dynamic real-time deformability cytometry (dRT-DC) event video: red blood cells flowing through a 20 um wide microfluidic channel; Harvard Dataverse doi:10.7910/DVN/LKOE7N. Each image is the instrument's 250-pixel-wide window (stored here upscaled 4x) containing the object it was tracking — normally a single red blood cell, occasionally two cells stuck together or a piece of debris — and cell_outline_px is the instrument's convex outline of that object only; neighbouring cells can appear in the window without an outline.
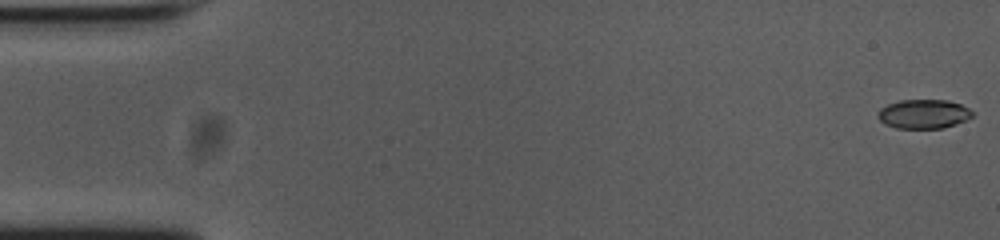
{"species": "common noctule bat (a hibernating species)", "species_latin": "Nyctalus noctula", "temperature_condition": "cold", "stored_images_in_passage": 54, "camera_frame_rate_fps": 3000, "um_per_image_px": 0.085, "animal": {"sex": "female", "body_mass_g": 23.0, "forearm_length_mm": 53.4}, "frame": {"image": 1, "passage_image": 1, "time_ms": 0.0, "image_size_px": [1000, 240], "cell_outline_px": [[976, 112], [972, 116], [956, 124], [944, 128], [896, 128], [884, 124], [876, 116], [880, 108], [888, 104], [900, 100], [948, 100], [960, 104]], "centroid_in_image_um": [78.5, 9.69], "position_along_channel_um": 6.5, "area_um2": 16.13}}
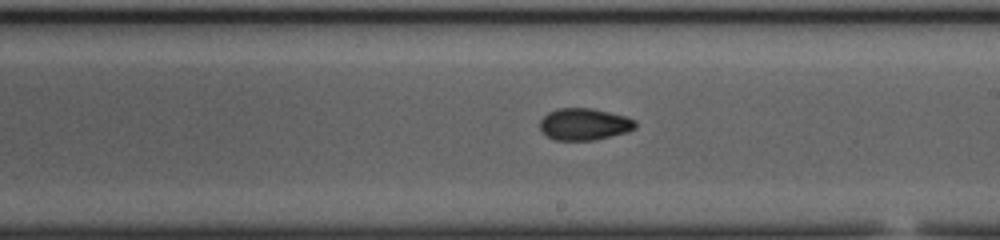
{"frame": {"image": 2, "passage_image": 31, "time_ms": 10.0, "image_size_px": [1000, 240], "cell_outline_px": [[636, 128], [628, 132], [592, 140], [556, 140], [548, 136], [540, 128], [540, 120], [548, 112], [556, 108], [592, 108], [624, 116], [636, 120]], "centroid_in_image_um": [49.67, 10.55], "position_along_channel_um": 239.3, "area_um2": 17.63}}
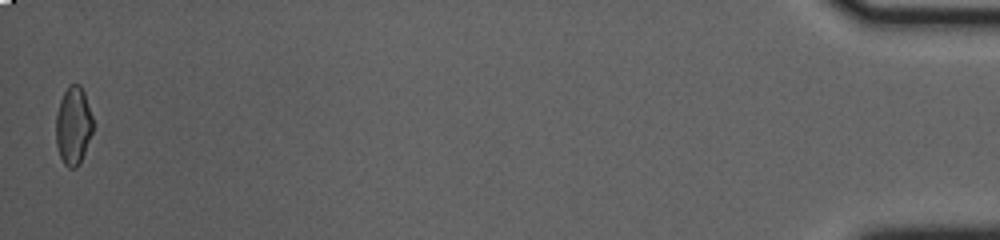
{"frame": {"image": 3, "passage_image": 54, "time_ms": 17.667, "image_size_px": [1000, 240], "cell_outline_px": [[92, 132], [80, 164], [76, 168], [68, 168], [64, 164], [60, 156], [56, 144], [56, 112], [60, 100], [68, 84], [80, 84], [84, 92], [92, 116]], "centroid_in_image_um": [6.22, 10.68], "position_along_channel_um": 429.0, "area_um2": 16.88}, "authors_computed_cell_mechanics": {"area_um2": 17.2822, "velocity_mm_per_s": 3.7551, "shape_relaxation_time_tau1_ms": 3.1692, "shape_relaxation_time_tau2_ms": 2.5949, "deformation_change_tau1": 0.1476, "deformation_change_tau2": 0.0635}}